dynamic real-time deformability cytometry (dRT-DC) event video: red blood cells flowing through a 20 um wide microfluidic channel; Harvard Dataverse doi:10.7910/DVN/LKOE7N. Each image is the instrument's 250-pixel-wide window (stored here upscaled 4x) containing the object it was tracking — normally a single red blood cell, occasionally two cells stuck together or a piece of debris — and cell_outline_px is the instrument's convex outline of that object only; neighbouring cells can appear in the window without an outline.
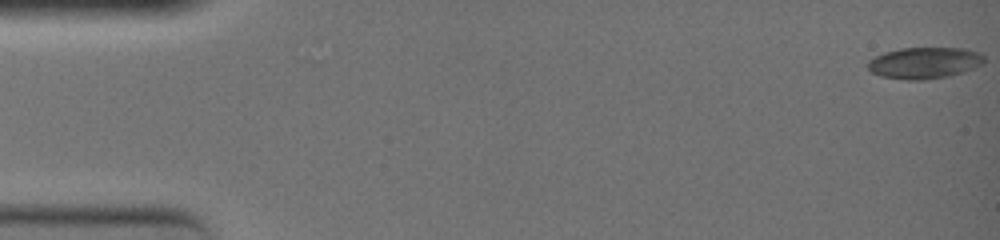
{"species": "common noctule bat (a hibernating species)", "species_latin": "Nyctalus noctula", "temperature_condition": "warm", "stored_images_in_passage": 50, "camera_frame_rate_fps": 3000, "um_per_image_px": 0.085, "animal": {"sex": "female", "body_mass_g": 19.0, "forearm_length_mm": 51.5}, "frame": {"image": 1, "passage_image": 1, "time_ms": 0.0, "image_size_px": [1000, 240], "cell_outline_px": [[984, 64], [948, 76], [924, 80], [908, 80], [880, 76], [872, 72], [868, 68], [868, 60], [884, 52], [900, 48], [964, 48], [980, 52], [984, 56]], "centroid_in_image_um": [78.57, 5.34], "position_along_channel_um": 6.4, "area_um2": 21.27}}
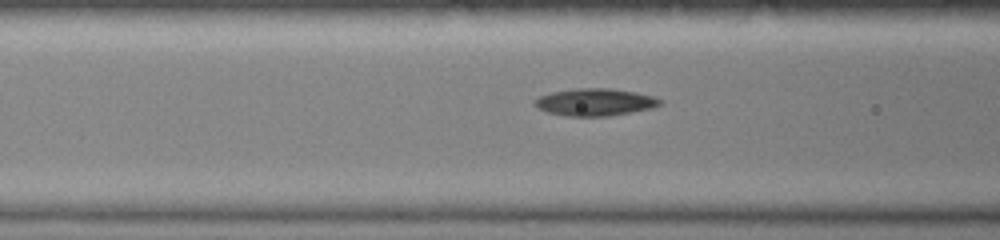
{"frame": {"image": 2, "passage_image": 21, "time_ms": 6.667, "image_size_px": [1000, 240], "cell_outline_px": [[664, 100], [660, 104], [652, 108], [632, 112], [608, 116], [568, 116], [548, 112], [536, 108], [532, 104], [532, 100], [540, 96], [552, 92], [576, 88], [612, 88], [636, 92], [652, 96]], "centroid_in_image_um": [50.55, 8.68], "position_along_channel_um": 116.0, "area_um2": 20.06}}
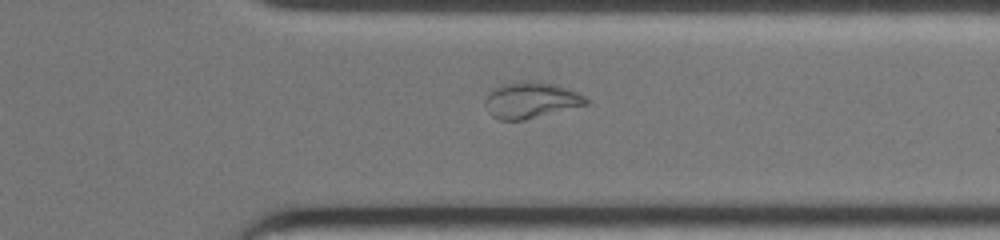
{"frame": {"image": 3, "passage_image": 40, "time_ms": 13.0, "image_size_px": [1000, 240], "cell_outline_px": [[588, 104], [524, 120], [500, 120], [492, 116], [488, 112], [484, 104], [484, 100], [492, 88], [500, 84], [520, 80], [532, 80], [552, 84], [576, 92], [584, 96], [588, 100]], "centroid_in_image_um": [45.05, 8.5], "position_along_channel_um": 366.3, "area_um2": 21.27}, "authors_computed_cell_mechanics": {"area_um2": 20.2011, "velocity_mm_per_s": 3.9485, "shape_relaxation_time_tau1_ms": null, "shape_relaxation_time_tau2_ms": 2.5711, "deformation_change_tau1": null, "deformation_change_tau2": 0.0775}}